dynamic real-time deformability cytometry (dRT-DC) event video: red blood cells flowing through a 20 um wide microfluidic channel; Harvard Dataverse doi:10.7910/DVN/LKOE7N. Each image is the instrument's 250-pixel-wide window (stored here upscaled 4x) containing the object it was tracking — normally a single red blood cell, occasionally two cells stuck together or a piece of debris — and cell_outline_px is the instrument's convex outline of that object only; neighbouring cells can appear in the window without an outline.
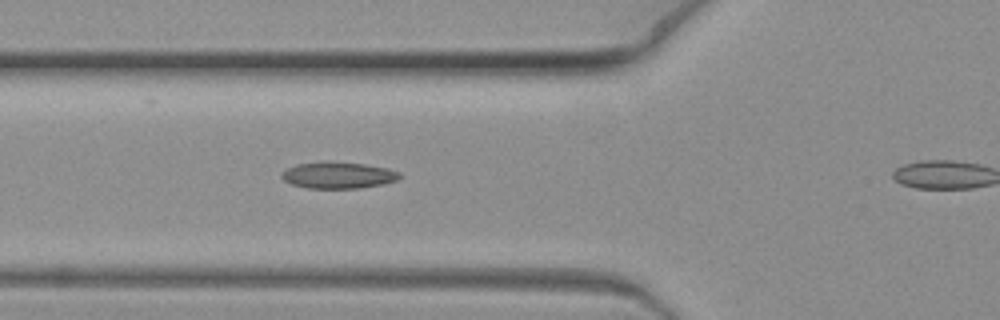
{"species": "common noctule bat (a hibernating species)", "species_latin": "Nyctalus noctula", "temperature_condition": "warm", "stored_images_in_passage": 9, "segment_of_instrument_passage": [1, 2], "camera_frame_rate_fps": 3000, "um_per_image_px": 0.085, "animal": {"sex": "female", "body_mass_g": 19.3, "forearm_length_mm": 54.1}, "frame": {"image": 1, "passage_image": 8, "time_ms": 2.333, "image_size_px": [1000, 320], "cell_outline_px": [[400, 176], [396, 180], [380, 184], [360, 188], [308, 188], [292, 184], [284, 180], [280, 176], [288, 168], [296, 164], [324, 160], [328, 160], [364, 164], [388, 168], [400, 172]], "centroid_in_image_um": [28.72, 14.87], "position_along_channel_um": 97.1, "area_um2": 18.26}}